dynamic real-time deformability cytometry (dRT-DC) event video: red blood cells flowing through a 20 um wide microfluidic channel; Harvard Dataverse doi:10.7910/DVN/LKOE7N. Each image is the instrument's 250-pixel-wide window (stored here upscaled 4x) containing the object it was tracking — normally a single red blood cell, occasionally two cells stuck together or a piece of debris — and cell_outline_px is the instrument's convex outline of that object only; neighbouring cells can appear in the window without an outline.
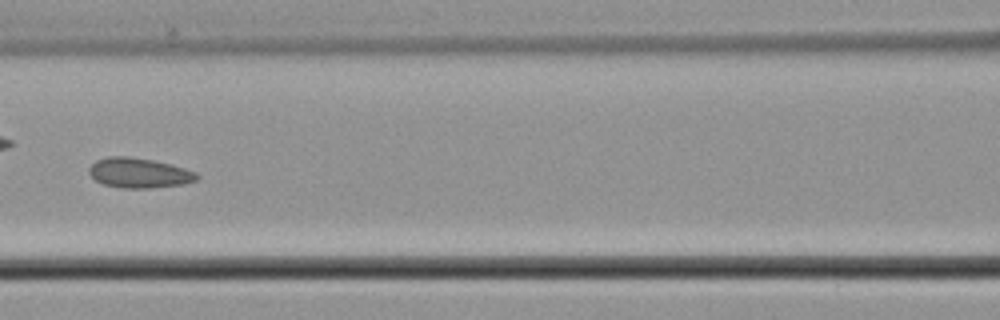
{"species": "common noctule bat (a hibernating species)", "species_latin": "Nyctalus noctula", "temperature_condition": "cold", "stored_images_in_passage": 6, "camera_frame_rate_fps": 3000, "um_per_image_px": 0.085, "animal": {"sex": "male", "body_mass_g": 21.5, "forearm_length_mm": 52.0}, "frame": {"image": 1, "passage_image": 4, "time_ms": 4.0, "image_size_px": [1000, 320], "cell_outline_px": [[200, 176], [196, 180], [184, 184], [148, 188], [124, 188], [104, 184], [96, 180], [88, 172], [88, 168], [96, 160], [108, 156], [128, 156], [152, 160], [184, 168], [196, 172]], "centroid_in_image_um": [11.81, 14.69], "position_along_channel_um": 154.8, "area_um2": 18.67}}
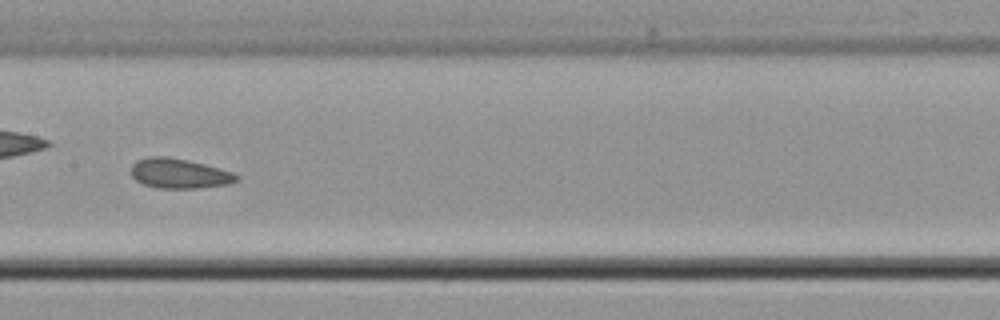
{"frame": {"image": 2, "passage_image": 5, "time_ms": 5.0, "image_size_px": [1000, 320], "cell_outline_px": [[240, 180], [228, 184], [196, 188], [156, 188], [144, 184], [136, 180], [132, 176], [132, 164], [136, 160], [148, 156], [168, 156], [188, 160], [204, 164], [232, 172], [240, 176]], "centroid_in_image_um": [15.23, 14.74], "position_along_channel_um": 192.2, "area_um2": 18.38}}
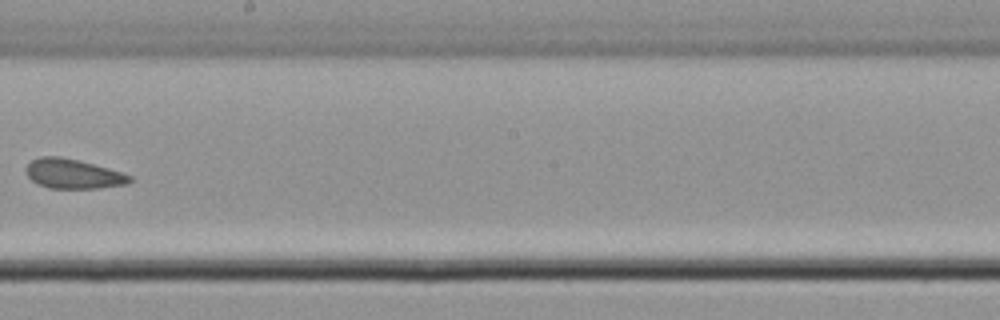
{"frame": {"image": 3, "passage_image": 6, "time_ms": 6.333, "image_size_px": [1000, 320], "cell_outline_px": [[132, 180], [128, 184], [96, 188], [48, 188], [36, 184], [28, 176], [24, 168], [32, 160], [40, 156], [60, 156], [92, 164], [120, 172], [132, 176]], "centroid_in_image_um": [6.17, 14.78], "position_along_channel_um": 242.0, "area_um2": 17.74}}